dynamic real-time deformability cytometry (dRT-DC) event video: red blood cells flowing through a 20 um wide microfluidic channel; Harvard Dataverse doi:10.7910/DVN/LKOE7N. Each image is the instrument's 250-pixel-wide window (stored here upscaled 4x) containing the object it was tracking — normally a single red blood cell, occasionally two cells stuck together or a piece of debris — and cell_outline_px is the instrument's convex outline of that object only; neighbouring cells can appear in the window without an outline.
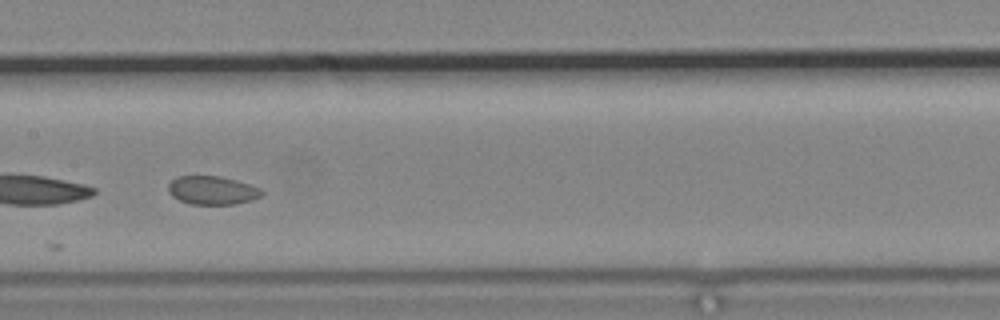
{"species": "common noctule bat (a hibernating species)", "species_latin": "Nyctalus noctula", "temperature_condition": "cold", "stored_images_in_passage": 9, "camera_frame_rate_fps": 3000, "um_per_image_px": 0.085, "animal": {"sex": "male", "body_mass_g": 19.2, "forearm_length_mm": 51.8}, "frame": {"image": 1, "passage_image": 7, "time_ms": 8.0, "image_size_px": [1000, 320], "cell_outline_px": [[264, 192], [260, 196], [252, 200], [236, 204], [192, 204], [180, 200], [172, 196], [168, 192], [168, 184], [176, 176], [220, 176], [236, 180], [260, 188]], "centroid_in_image_um": [18.03, 16.17], "position_along_channel_um": 189.4, "area_um2": 15.49}}